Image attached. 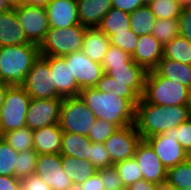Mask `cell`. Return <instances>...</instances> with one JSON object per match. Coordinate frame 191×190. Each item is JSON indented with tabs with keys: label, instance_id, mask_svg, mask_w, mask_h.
Wrapping results in <instances>:
<instances>
[{
	"label": "cell",
	"instance_id": "obj_1",
	"mask_svg": "<svg viewBox=\"0 0 191 190\" xmlns=\"http://www.w3.org/2000/svg\"><path fill=\"white\" fill-rule=\"evenodd\" d=\"M189 118V105L159 106L140 98L136 106L134 125L141 139L145 140L174 129Z\"/></svg>",
	"mask_w": 191,
	"mask_h": 190
},
{
	"label": "cell",
	"instance_id": "obj_2",
	"mask_svg": "<svg viewBox=\"0 0 191 190\" xmlns=\"http://www.w3.org/2000/svg\"><path fill=\"white\" fill-rule=\"evenodd\" d=\"M79 96L97 119L115 124L118 128L135 123L136 106L129 99L98 91L94 87L82 89Z\"/></svg>",
	"mask_w": 191,
	"mask_h": 190
},
{
	"label": "cell",
	"instance_id": "obj_3",
	"mask_svg": "<svg viewBox=\"0 0 191 190\" xmlns=\"http://www.w3.org/2000/svg\"><path fill=\"white\" fill-rule=\"evenodd\" d=\"M39 55V46L32 43L0 46V81L9 86H22Z\"/></svg>",
	"mask_w": 191,
	"mask_h": 190
},
{
	"label": "cell",
	"instance_id": "obj_4",
	"mask_svg": "<svg viewBox=\"0 0 191 190\" xmlns=\"http://www.w3.org/2000/svg\"><path fill=\"white\" fill-rule=\"evenodd\" d=\"M191 89L178 82L148 71L144 79L142 99L159 106L189 105Z\"/></svg>",
	"mask_w": 191,
	"mask_h": 190
},
{
	"label": "cell",
	"instance_id": "obj_5",
	"mask_svg": "<svg viewBox=\"0 0 191 190\" xmlns=\"http://www.w3.org/2000/svg\"><path fill=\"white\" fill-rule=\"evenodd\" d=\"M86 27L80 24L68 28H50L39 45L41 56H65L82 50Z\"/></svg>",
	"mask_w": 191,
	"mask_h": 190
},
{
	"label": "cell",
	"instance_id": "obj_6",
	"mask_svg": "<svg viewBox=\"0 0 191 190\" xmlns=\"http://www.w3.org/2000/svg\"><path fill=\"white\" fill-rule=\"evenodd\" d=\"M96 120L80 96L63 98L58 122L63 132L88 136Z\"/></svg>",
	"mask_w": 191,
	"mask_h": 190
},
{
	"label": "cell",
	"instance_id": "obj_7",
	"mask_svg": "<svg viewBox=\"0 0 191 190\" xmlns=\"http://www.w3.org/2000/svg\"><path fill=\"white\" fill-rule=\"evenodd\" d=\"M30 96L22 86H9L0 109V136L5 132L26 127Z\"/></svg>",
	"mask_w": 191,
	"mask_h": 190
},
{
	"label": "cell",
	"instance_id": "obj_8",
	"mask_svg": "<svg viewBox=\"0 0 191 190\" xmlns=\"http://www.w3.org/2000/svg\"><path fill=\"white\" fill-rule=\"evenodd\" d=\"M14 9L27 41L39 46L50 29L45 7L19 3Z\"/></svg>",
	"mask_w": 191,
	"mask_h": 190
},
{
	"label": "cell",
	"instance_id": "obj_9",
	"mask_svg": "<svg viewBox=\"0 0 191 190\" xmlns=\"http://www.w3.org/2000/svg\"><path fill=\"white\" fill-rule=\"evenodd\" d=\"M30 98L52 99L58 96L48 61L41 55L34 61L22 85Z\"/></svg>",
	"mask_w": 191,
	"mask_h": 190
},
{
	"label": "cell",
	"instance_id": "obj_10",
	"mask_svg": "<svg viewBox=\"0 0 191 190\" xmlns=\"http://www.w3.org/2000/svg\"><path fill=\"white\" fill-rule=\"evenodd\" d=\"M63 57L81 90L95 87L104 73L102 65L92 61L82 50Z\"/></svg>",
	"mask_w": 191,
	"mask_h": 190
},
{
	"label": "cell",
	"instance_id": "obj_11",
	"mask_svg": "<svg viewBox=\"0 0 191 190\" xmlns=\"http://www.w3.org/2000/svg\"><path fill=\"white\" fill-rule=\"evenodd\" d=\"M141 141L134 124L119 128L104 141L112 164L133 158L137 144Z\"/></svg>",
	"mask_w": 191,
	"mask_h": 190
},
{
	"label": "cell",
	"instance_id": "obj_12",
	"mask_svg": "<svg viewBox=\"0 0 191 190\" xmlns=\"http://www.w3.org/2000/svg\"><path fill=\"white\" fill-rule=\"evenodd\" d=\"M155 151L162 164L169 169L179 163L185 162L191 156L183 149L174 137V129H169L163 134L150 136L145 139Z\"/></svg>",
	"mask_w": 191,
	"mask_h": 190
},
{
	"label": "cell",
	"instance_id": "obj_13",
	"mask_svg": "<svg viewBox=\"0 0 191 190\" xmlns=\"http://www.w3.org/2000/svg\"><path fill=\"white\" fill-rule=\"evenodd\" d=\"M35 174L52 190H68L73 184L63 171L61 154H39Z\"/></svg>",
	"mask_w": 191,
	"mask_h": 190
},
{
	"label": "cell",
	"instance_id": "obj_14",
	"mask_svg": "<svg viewBox=\"0 0 191 190\" xmlns=\"http://www.w3.org/2000/svg\"><path fill=\"white\" fill-rule=\"evenodd\" d=\"M63 98H31L26 113V127L32 131L42 127L58 124Z\"/></svg>",
	"mask_w": 191,
	"mask_h": 190
},
{
	"label": "cell",
	"instance_id": "obj_15",
	"mask_svg": "<svg viewBox=\"0 0 191 190\" xmlns=\"http://www.w3.org/2000/svg\"><path fill=\"white\" fill-rule=\"evenodd\" d=\"M133 157L145 181L155 184L166 182L167 169L146 140L141 139L137 144Z\"/></svg>",
	"mask_w": 191,
	"mask_h": 190
},
{
	"label": "cell",
	"instance_id": "obj_16",
	"mask_svg": "<svg viewBox=\"0 0 191 190\" xmlns=\"http://www.w3.org/2000/svg\"><path fill=\"white\" fill-rule=\"evenodd\" d=\"M49 63L56 92L61 98L79 96L81 91L62 56H43Z\"/></svg>",
	"mask_w": 191,
	"mask_h": 190
},
{
	"label": "cell",
	"instance_id": "obj_17",
	"mask_svg": "<svg viewBox=\"0 0 191 190\" xmlns=\"http://www.w3.org/2000/svg\"><path fill=\"white\" fill-rule=\"evenodd\" d=\"M45 9L50 28H68L80 24L76 0H49Z\"/></svg>",
	"mask_w": 191,
	"mask_h": 190
},
{
	"label": "cell",
	"instance_id": "obj_18",
	"mask_svg": "<svg viewBox=\"0 0 191 190\" xmlns=\"http://www.w3.org/2000/svg\"><path fill=\"white\" fill-rule=\"evenodd\" d=\"M163 51V45L152 34L141 35L131 58L148 72L157 67Z\"/></svg>",
	"mask_w": 191,
	"mask_h": 190
},
{
	"label": "cell",
	"instance_id": "obj_19",
	"mask_svg": "<svg viewBox=\"0 0 191 190\" xmlns=\"http://www.w3.org/2000/svg\"><path fill=\"white\" fill-rule=\"evenodd\" d=\"M63 131L59 124L33 131V150L39 154H60Z\"/></svg>",
	"mask_w": 191,
	"mask_h": 190
},
{
	"label": "cell",
	"instance_id": "obj_20",
	"mask_svg": "<svg viewBox=\"0 0 191 190\" xmlns=\"http://www.w3.org/2000/svg\"><path fill=\"white\" fill-rule=\"evenodd\" d=\"M80 25L97 27L101 19L113 8L112 0H76Z\"/></svg>",
	"mask_w": 191,
	"mask_h": 190
},
{
	"label": "cell",
	"instance_id": "obj_21",
	"mask_svg": "<svg viewBox=\"0 0 191 190\" xmlns=\"http://www.w3.org/2000/svg\"><path fill=\"white\" fill-rule=\"evenodd\" d=\"M103 71L115 81L128 83L130 87L140 98L144 91V79L146 71L135 62L132 65L112 66V69H103Z\"/></svg>",
	"mask_w": 191,
	"mask_h": 190
},
{
	"label": "cell",
	"instance_id": "obj_22",
	"mask_svg": "<svg viewBox=\"0 0 191 190\" xmlns=\"http://www.w3.org/2000/svg\"><path fill=\"white\" fill-rule=\"evenodd\" d=\"M29 43L16 16L15 9L0 13V46Z\"/></svg>",
	"mask_w": 191,
	"mask_h": 190
},
{
	"label": "cell",
	"instance_id": "obj_23",
	"mask_svg": "<svg viewBox=\"0 0 191 190\" xmlns=\"http://www.w3.org/2000/svg\"><path fill=\"white\" fill-rule=\"evenodd\" d=\"M110 46L109 37L98 27L86 28L82 51L92 61L102 63Z\"/></svg>",
	"mask_w": 191,
	"mask_h": 190
},
{
	"label": "cell",
	"instance_id": "obj_24",
	"mask_svg": "<svg viewBox=\"0 0 191 190\" xmlns=\"http://www.w3.org/2000/svg\"><path fill=\"white\" fill-rule=\"evenodd\" d=\"M154 70L159 75L191 89V65L163 57Z\"/></svg>",
	"mask_w": 191,
	"mask_h": 190
},
{
	"label": "cell",
	"instance_id": "obj_25",
	"mask_svg": "<svg viewBox=\"0 0 191 190\" xmlns=\"http://www.w3.org/2000/svg\"><path fill=\"white\" fill-rule=\"evenodd\" d=\"M91 144L92 142L87 136L63 132L60 154L89 161Z\"/></svg>",
	"mask_w": 191,
	"mask_h": 190
},
{
	"label": "cell",
	"instance_id": "obj_26",
	"mask_svg": "<svg viewBox=\"0 0 191 190\" xmlns=\"http://www.w3.org/2000/svg\"><path fill=\"white\" fill-rule=\"evenodd\" d=\"M62 168L75 184H82L97 172V169L89 161L76 159L72 156H62Z\"/></svg>",
	"mask_w": 191,
	"mask_h": 190
},
{
	"label": "cell",
	"instance_id": "obj_27",
	"mask_svg": "<svg viewBox=\"0 0 191 190\" xmlns=\"http://www.w3.org/2000/svg\"><path fill=\"white\" fill-rule=\"evenodd\" d=\"M108 37L111 35L127 32L131 29L130 13L112 8L100 21L97 26Z\"/></svg>",
	"mask_w": 191,
	"mask_h": 190
},
{
	"label": "cell",
	"instance_id": "obj_28",
	"mask_svg": "<svg viewBox=\"0 0 191 190\" xmlns=\"http://www.w3.org/2000/svg\"><path fill=\"white\" fill-rule=\"evenodd\" d=\"M94 88L104 93L118 94L120 97L129 99L135 106L140 100V97L128 87V83L115 81L114 78L108 76L105 72Z\"/></svg>",
	"mask_w": 191,
	"mask_h": 190
},
{
	"label": "cell",
	"instance_id": "obj_29",
	"mask_svg": "<svg viewBox=\"0 0 191 190\" xmlns=\"http://www.w3.org/2000/svg\"><path fill=\"white\" fill-rule=\"evenodd\" d=\"M155 22L156 16L148 5L138 7L130 13V30L138 36L151 34Z\"/></svg>",
	"mask_w": 191,
	"mask_h": 190
},
{
	"label": "cell",
	"instance_id": "obj_30",
	"mask_svg": "<svg viewBox=\"0 0 191 190\" xmlns=\"http://www.w3.org/2000/svg\"><path fill=\"white\" fill-rule=\"evenodd\" d=\"M163 57L191 65V43L180 35L174 37L164 46Z\"/></svg>",
	"mask_w": 191,
	"mask_h": 190
},
{
	"label": "cell",
	"instance_id": "obj_31",
	"mask_svg": "<svg viewBox=\"0 0 191 190\" xmlns=\"http://www.w3.org/2000/svg\"><path fill=\"white\" fill-rule=\"evenodd\" d=\"M166 182L174 189H191V157L185 162L167 169Z\"/></svg>",
	"mask_w": 191,
	"mask_h": 190
},
{
	"label": "cell",
	"instance_id": "obj_32",
	"mask_svg": "<svg viewBox=\"0 0 191 190\" xmlns=\"http://www.w3.org/2000/svg\"><path fill=\"white\" fill-rule=\"evenodd\" d=\"M1 137L17 152L33 149V131L28 127L5 132Z\"/></svg>",
	"mask_w": 191,
	"mask_h": 190
},
{
	"label": "cell",
	"instance_id": "obj_33",
	"mask_svg": "<svg viewBox=\"0 0 191 190\" xmlns=\"http://www.w3.org/2000/svg\"><path fill=\"white\" fill-rule=\"evenodd\" d=\"M151 34L163 45L179 36V22L175 19H156Z\"/></svg>",
	"mask_w": 191,
	"mask_h": 190
},
{
	"label": "cell",
	"instance_id": "obj_34",
	"mask_svg": "<svg viewBox=\"0 0 191 190\" xmlns=\"http://www.w3.org/2000/svg\"><path fill=\"white\" fill-rule=\"evenodd\" d=\"M116 171L122 181L124 188L132 185L134 182L142 180L143 176L139 165L133 158L126 159L114 164Z\"/></svg>",
	"mask_w": 191,
	"mask_h": 190
},
{
	"label": "cell",
	"instance_id": "obj_35",
	"mask_svg": "<svg viewBox=\"0 0 191 190\" xmlns=\"http://www.w3.org/2000/svg\"><path fill=\"white\" fill-rule=\"evenodd\" d=\"M156 19L178 20L182 6L177 0H154L148 5Z\"/></svg>",
	"mask_w": 191,
	"mask_h": 190
},
{
	"label": "cell",
	"instance_id": "obj_36",
	"mask_svg": "<svg viewBox=\"0 0 191 190\" xmlns=\"http://www.w3.org/2000/svg\"><path fill=\"white\" fill-rule=\"evenodd\" d=\"M38 154L29 149L24 152H19L15 166V178L22 180L25 177L35 173Z\"/></svg>",
	"mask_w": 191,
	"mask_h": 190
},
{
	"label": "cell",
	"instance_id": "obj_37",
	"mask_svg": "<svg viewBox=\"0 0 191 190\" xmlns=\"http://www.w3.org/2000/svg\"><path fill=\"white\" fill-rule=\"evenodd\" d=\"M17 151H15L0 136V175L15 177V166L17 162Z\"/></svg>",
	"mask_w": 191,
	"mask_h": 190
},
{
	"label": "cell",
	"instance_id": "obj_38",
	"mask_svg": "<svg viewBox=\"0 0 191 190\" xmlns=\"http://www.w3.org/2000/svg\"><path fill=\"white\" fill-rule=\"evenodd\" d=\"M135 61L122 49L110 45L101 63L103 69H112V66L132 65Z\"/></svg>",
	"mask_w": 191,
	"mask_h": 190
},
{
	"label": "cell",
	"instance_id": "obj_39",
	"mask_svg": "<svg viewBox=\"0 0 191 190\" xmlns=\"http://www.w3.org/2000/svg\"><path fill=\"white\" fill-rule=\"evenodd\" d=\"M109 40L110 45L118 47L132 56L138 44L139 36L128 30L127 32L111 35Z\"/></svg>",
	"mask_w": 191,
	"mask_h": 190
},
{
	"label": "cell",
	"instance_id": "obj_40",
	"mask_svg": "<svg viewBox=\"0 0 191 190\" xmlns=\"http://www.w3.org/2000/svg\"><path fill=\"white\" fill-rule=\"evenodd\" d=\"M119 128L110 122L103 119H97L89 131L88 138L94 143H104L111 134L116 132Z\"/></svg>",
	"mask_w": 191,
	"mask_h": 190
},
{
	"label": "cell",
	"instance_id": "obj_41",
	"mask_svg": "<svg viewBox=\"0 0 191 190\" xmlns=\"http://www.w3.org/2000/svg\"><path fill=\"white\" fill-rule=\"evenodd\" d=\"M89 162L97 169H103L113 166L109 153L107 152L104 143L91 144L89 152Z\"/></svg>",
	"mask_w": 191,
	"mask_h": 190
},
{
	"label": "cell",
	"instance_id": "obj_42",
	"mask_svg": "<svg viewBox=\"0 0 191 190\" xmlns=\"http://www.w3.org/2000/svg\"><path fill=\"white\" fill-rule=\"evenodd\" d=\"M174 137L191 156V118L174 128Z\"/></svg>",
	"mask_w": 191,
	"mask_h": 190
},
{
	"label": "cell",
	"instance_id": "obj_43",
	"mask_svg": "<svg viewBox=\"0 0 191 190\" xmlns=\"http://www.w3.org/2000/svg\"><path fill=\"white\" fill-rule=\"evenodd\" d=\"M101 176V180L105 188L108 189H125L118 172L114 165L97 170Z\"/></svg>",
	"mask_w": 191,
	"mask_h": 190
},
{
	"label": "cell",
	"instance_id": "obj_44",
	"mask_svg": "<svg viewBox=\"0 0 191 190\" xmlns=\"http://www.w3.org/2000/svg\"><path fill=\"white\" fill-rule=\"evenodd\" d=\"M178 22L179 35L191 43V6L182 7Z\"/></svg>",
	"mask_w": 191,
	"mask_h": 190
},
{
	"label": "cell",
	"instance_id": "obj_45",
	"mask_svg": "<svg viewBox=\"0 0 191 190\" xmlns=\"http://www.w3.org/2000/svg\"><path fill=\"white\" fill-rule=\"evenodd\" d=\"M21 189L22 190H52L35 173L21 180Z\"/></svg>",
	"mask_w": 191,
	"mask_h": 190
},
{
	"label": "cell",
	"instance_id": "obj_46",
	"mask_svg": "<svg viewBox=\"0 0 191 190\" xmlns=\"http://www.w3.org/2000/svg\"><path fill=\"white\" fill-rule=\"evenodd\" d=\"M112 6L127 13H132L144 4L142 0H112Z\"/></svg>",
	"mask_w": 191,
	"mask_h": 190
},
{
	"label": "cell",
	"instance_id": "obj_47",
	"mask_svg": "<svg viewBox=\"0 0 191 190\" xmlns=\"http://www.w3.org/2000/svg\"><path fill=\"white\" fill-rule=\"evenodd\" d=\"M83 190H104V184L101 180V176L97 171L94 175L89 177L85 182L81 184Z\"/></svg>",
	"mask_w": 191,
	"mask_h": 190
},
{
	"label": "cell",
	"instance_id": "obj_48",
	"mask_svg": "<svg viewBox=\"0 0 191 190\" xmlns=\"http://www.w3.org/2000/svg\"><path fill=\"white\" fill-rule=\"evenodd\" d=\"M0 190H22L21 180L12 176L0 175Z\"/></svg>",
	"mask_w": 191,
	"mask_h": 190
},
{
	"label": "cell",
	"instance_id": "obj_49",
	"mask_svg": "<svg viewBox=\"0 0 191 190\" xmlns=\"http://www.w3.org/2000/svg\"><path fill=\"white\" fill-rule=\"evenodd\" d=\"M157 185L158 184L147 182L142 179L126 187L125 190H157Z\"/></svg>",
	"mask_w": 191,
	"mask_h": 190
},
{
	"label": "cell",
	"instance_id": "obj_50",
	"mask_svg": "<svg viewBox=\"0 0 191 190\" xmlns=\"http://www.w3.org/2000/svg\"><path fill=\"white\" fill-rule=\"evenodd\" d=\"M49 0H22L20 3L29 6H42L45 7Z\"/></svg>",
	"mask_w": 191,
	"mask_h": 190
},
{
	"label": "cell",
	"instance_id": "obj_51",
	"mask_svg": "<svg viewBox=\"0 0 191 190\" xmlns=\"http://www.w3.org/2000/svg\"><path fill=\"white\" fill-rule=\"evenodd\" d=\"M8 87L9 85L0 81V109L4 103V98H5Z\"/></svg>",
	"mask_w": 191,
	"mask_h": 190
},
{
	"label": "cell",
	"instance_id": "obj_52",
	"mask_svg": "<svg viewBox=\"0 0 191 190\" xmlns=\"http://www.w3.org/2000/svg\"><path fill=\"white\" fill-rule=\"evenodd\" d=\"M10 9H12V7L8 3L4 0H0V13L9 11Z\"/></svg>",
	"mask_w": 191,
	"mask_h": 190
},
{
	"label": "cell",
	"instance_id": "obj_53",
	"mask_svg": "<svg viewBox=\"0 0 191 190\" xmlns=\"http://www.w3.org/2000/svg\"><path fill=\"white\" fill-rule=\"evenodd\" d=\"M157 190H175V189L167 182H164L157 185Z\"/></svg>",
	"mask_w": 191,
	"mask_h": 190
},
{
	"label": "cell",
	"instance_id": "obj_54",
	"mask_svg": "<svg viewBox=\"0 0 191 190\" xmlns=\"http://www.w3.org/2000/svg\"><path fill=\"white\" fill-rule=\"evenodd\" d=\"M182 7L191 6V0H177Z\"/></svg>",
	"mask_w": 191,
	"mask_h": 190
},
{
	"label": "cell",
	"instance_id": "obj_55",
	"mask_svg": "<svg viewBox=\"0 0 191 190\" xmlns=\"http://www.w3.org/2000/svg\"><path fill=\"white\" fill-rule=\"evenodd\" d=\"M68 190H83L81 184L73 183Z\"/></svg>",
	"mask_w": 191,
	"mask_h": 190
},
{
	"label": "cell",
	"instance_id": "obj_56",
	"mask_svg": "<svg viewBox=\"0 0 191 190\" xmlns=\"http://www.w3.org/2000/svg\"><path fill=\"white\" fill-rule=\"evenodd\" d=\"M22 0H12V8H15Z\"/></svg>",
	"mask_w": 191,
	"mask_h": 190
},
{
	"label": "cell",
	"instance_id": "obj_57",
	"mask_svg": "<svg viewBox=\"0 0 191 190\" xmlns=\"http://www.w3.org/2000/svg\"><path fill=\"white\" fill-rule=\"evenodd\" d=\"M154 0H142L144 5H149L150 3H152Z\"/></svg>",
	"mask_w": 191,
	"mask_h": 190
},
{
	"label": "cell",
	"instance_id": "obj_58",
	"mask_svg": "<svg viewBox=\"0 0 191 190\" xmlns=\"http://www.w3.org/2000/svg\"><path fill=\"white\" fill-rule=\"evenodd\" d=\"M6 3H8L12 7V0H4Z\"/></svg>",
	"mask_w": 191,
	"mask_h": 190
},
{
	"label": "cell",
	"instance_id": "obj_59",
	"mask_svg": "<svg viewBox=\"0 0 191 190\" xmlns=\"http://www.w3.org/2000/svg\"><path fill=\"white\" fill-rule=\"evenodd\" d=\"M189 110H190V115H191V93H190V101H189Z\"/></svg>",
	"mask_w": 191,
	"mask_h": 190
},
{
	"label": "cell",
	"instance_id": "obj_60",
	"mask_svg": "<svg viewBox=\"0 0 191 190\" xmlns=\"http://www.w3.org/2000/svg\"><path fill=\"white\" fill-rule=\"evenodd\" d=\"M104 190H125V189H108V188H105Z\"/></svg>",
	"mask_w": 191,
	"mask_h": 190
},
{
	"label": "cell",
	"instance_id": "obj_61",
	"mask_svg": "<svg viewBox=\"0 0 191 190\" xmlns=\"http://www.w3.org/2000/svg\"><path fill=\"white\" fill-rule=\"evenodd\" d=\"M175 190H191L190 188L175 189Z\"/></svg>",
	"mask_w": 191,
	"mask_h": 190
}]
</instances>
